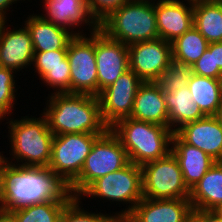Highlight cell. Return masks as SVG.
Masks as SVG:
<instances>
[{
	"mask_svg": "<svg viewBox=\"0 0 222 222\" xmlns=\"http://www.w3.org/2000/svg\"><path fill=\"white\" fill-rule=\"evenodd\" d=\"M189 201L194 210L213 211L222 204V161H216L190 189Z\"/></svg>",
	"mask_w": 222,
	"mask_h": 222,
	"instance_id": "obj_23",
	"label": "cell"
},
{
	"mask_svg": "<svg viewBox=\"0 0 222 222\" xmlns=\"http://www.w3.org/2000/svg\"><path fill=\"white\" fill-rule=\"evenodd\" d=\"M175 133L185 143L201 149L215 161H222V125L216 116L189 122Z\"/></svg>",
	"mask_w": 222,
	"mask_h": 222,
	"instance_id": "obj_14",
	"label": "cell"
},
{
	"mask_svg": "<svg viewBox=\"0 0 222 222\" xmlns=\"http://www.w3.org/2000/svg\"><path fill=\"white\" fill-rule=\"evenodd\" d=\"M142 83L129 68L99 93L100 114L109 129L119 120L130 117L137 90Z\"/></svg>",
	"mask_w": 222,
	"mask_h": 222,
	"instance_id": "obj_11",
	"label": "cell"
},
{
	"mask_svg": "<svg viewBox=\"0 0 222 222\" xmlns=\"http://www.w3.org/2000/svg\"><path fill=\"white\" fill-rule=\"evenodd\" d=\"M0 23V65L16 72L33 64L34 50L27 27L7 30Z\"/></svg>",
	"mask_w": 222,
	"mask_h": 222,
	"instance_id": "obj_15",
	"label": "cell"
},
{
	"mask_svg": "<svg viewBox=\"0 0 222 222\" xmlns=\"http://www.w3.org/2000/svg\"><path fill=\"white\" fill-rule=\"evenodd\" d=\"M14 71L0 65V120L11 113L15 100ZM2 118V119H1Z\"/></svg>",
	"mask_w": 222,
	"mask_h": 222,
	"instance_id": "obj_31",
	"label": "cell"
},
{
	"mask_svg": "<svg viewBox=\"0 0 222 222\" xmlns=\"http://www.w3.org/2000/svg\"><path fill=\"white\" fill-rule=\"evenodd\" d=\"M171 145V153L178 161L184 182L191 189L216 161L201 149L185 143L176 133H173Z\"/></svg>",
	"mask_w": 222,
	"mask_h": 222,
	"instance_id": "obj_20",
	"label": "cell"
},
{
	"mask_svg": "<svg viewBox=\"0 0 222 222\" xmlns=\"http://www.w3.org/2000/svg\"><path fill=\"white\" fill-rule=\"evenodd\" d=\"M109 38L125 45L159 38L154 2L127 1L99 24Z\"/></svg>",
	"mask_w": 222,
	"mask_h": 222,
	"instance_id": "obj_4",
	"label": "cell"
},
{
	"mask_svg": "<svg viewBox=\"0 0 222 222\" xmlns=\"http://www.w3.org/2000/svg\"><path fill=\"white\" fill-rule=\"evenodd\" d=\"M193 25L209 43L222 42L221 0L193 2Z\"/></svg>",
	"mask_w": 222,
	"mask_h": 222,
	"instance_id": "obj_25",
	"label": "cell"
},
{
	"mask_svg": "<svg viewBox=\"0 0 222 222\" xmlns=\"http://www.w3.org/2000/svg\"><path fill=\"white\" fill-rule=\"evenodd\" d=\"M79 197H74L64 208L59 222H111L113 216L89 213L79 206Z\"/></svg>",
	"mask_w": 222,
	"mask_h": 222,
	"instance_id": "obj_30",
	"label": "cell"
},
{
	"mask_svg": "<svg viewBox=\"0 0 222 222\" xmlns=\"http://www.w3.org/2000/svg\"><path fill=\"white\" fill-rule=\"evenodd\" d=\"M184 222H204V210H194L187 215Z\"/></svg>",
	"mask_w": 222,
	"mask_h": 222,
	"instance_id": "obj_35",
	"label": "cell"
},
{
	"mask_svg": "<svg viewBox=\"0 0 222 222\" xmlns=\"http://www.w3.org/2000/svg\"><path fill=\"white\" fill-rule=\"evenodd\" d=\"M90 16L99 24L113 10L129 0H85Z\"/></svg>",
	"mask_w": 222,
	"mask_h": 222,
	"instance_id": "obj_32",
	"label": "cell"
},
{
	"mask_svg": "<svg viewBox=\"0 0 222 222\" xmlns=\"http://www.w3.org/2000/svg\"><path fill=\"white\" fill-rule=\"evenodd\" d=\"M130 118L169 127L164 92L158 82H143L139 86Z\"/></svg>",
	"mask_w": 222,
	"mask_h": 222,
	"instance_id": "obj_18",
	"label": "cell"
},
{
	"mask_svg": "<svg viewBox=\"0 0 222 222\" xmlns=\"http://www.w3.org/2000/svg\"><path fill=\"white\" fill-rule=\"evenodd\" d=\"M164 98L168 109L169 128L174 133L183 125L206 117L193 100L188 87L175 89L171 93L164 92Z\"/></svg>",
	"mask_w": 222,
	"mask_h": 222,
	"instance_id": "obj_24",
	"label": "cell"
},
{
	"mask_svg": "<svg viewBox=\"0 0 222 222\" xmlns=\"http://www.w3.org/2000/svg\"><path fill=\"white\" fill-rule=\"evenodd\" d=\"M160 0L154 2L159 38L172 42L193 26V2Z\"/></svg>",
	"mask_w": 222,
	"mask_h": 222,
	"instance_id": "obj_16",
	"label": "cell"
},
{
	"mask_svg": "<svg viewBox=\"0 0 222 222\" xmlns=\"http://www.w3.org/2000/svg\"><path fill=\"white\" fill-rule=\"evenodd\" d=\"M193 75V65L172 61L170 66L164 70L158 83L161 85L163 92L171 93L175 89L187 87L189 79Z\"/></svg>",
	"mask_w": 222,
	"mask_h": 222,
	"instance_id": "obj_29",
	"label": "cell"
},
{
	"mask_svg": "<svg viewBox=\"0 0 222 222\" xmlns=\"http://www.w3.org/2000/svg\"><path fill=\"white\" fill-rule=\"evenodd\" d=\"M213 212L222 219V204L215 208Z\"/></svg>",
	"mask_w": 222,
	"mask_h": 222,
	"instance_id": "obj_40",
	"label": "cell"
},
{
	"mask_svg": "<svg viewBox=\"0 0 222 222\" xmlns=\"http://www.w3.org/2000/svg\"><path fill=\"white\" fill-rule=\"evenodd\" d=\"M141 170L143 198L189 199L190 189L171 152L164 158L142 165Z\"/></svg>",
	"mask_w": 222,
	"mask_h": 222,
	"instance_id": "obj_8",
	"label": "cell"
},
{
	"mask_svg": "<svg viewBox=\"0 0 222 222\" xmlns=\"http://www.w3.org/2000/svg\"><path fill=\"white\" fill-rule=\"evenodd\" d=\"M0 222H17L15 216L10 211L0 209Z\"/></svg>",
	"mask_w": 222,
	"mask_h": 222,
	"instance_id": "obj_37",
	"label": "cell"
},
{
	"mask_svg": "<svg viewBox=\"0 0 222 222\" xmlns=\"http://www.w3.org/2000/svg\"><path fill=\"white\" fill-rule=\"evenodd\" d=\"M129 68L143 82H158L173 61L170 42L157 38L128 45Z\"/></svg>",
	"mask_w": 222,
	"mask_h": 222,
	"instance_id": "obj_12",
	"label": "cell"
},
{
	"mask_svg": "<svg viewBox=\"0 0 222 222\" xmlns=\"http://www.w3.org/2000/svg\"><path fill=\"white\" fill-rule=\"evenodd\" d=\"M193 69L196 75L222 79V71L214 68L213 43H209L203 55L193 64Z\"/></svg>",
	"mask_w": 222,
	"mask_h": 222,
	"instance_id": "obj_33",
	"label": "cell"
},
{
	"mask_svg": "<svg viewBox=\"0 0 222 222\" xmlns=\"http://www.w3.org/2000/svg\"><path fill=\"white\" fill-rule=\"evenodd\" d=\"M216 117L219 119V121H220V123L222 125V106L219 108Z\"/></svg>",
	"mask_w": 222,
	"mask_h": 222,
	"instance_id": "obj_41",
	"label": "cell"
},
{
	"mask_svg": "<svg viewBox=\"0 0 222 222\" xmlns=\"http://www.w3.org/2000/svg\"><path fill=\"white\" fill-rule=\"evenodd\" d=\"M111 222H134L129 215H114Z\"/></svg>",
	"mask_w": 222,
	"mask_h": 222,
	"instance_id": "obj_39",
	"label": "cell"
},
{
	"mask_svg": "<svg viewBox=\"0 0 222 222\" xmlns=\"http://www.w3.org/2000/svg\"><path fill=\"white\" fill-rule=\"evenodd\" d=\"M5 162L0 168V209L16 210L28 205L70 202L69 184L48 167H25Z\"/></svg>",
	"mask_w": 222,
	"mask_h": 222,
	"instance_id": "obj_1",
	"label": "cell"
},
{
	"mask_svg": "<svg viewBox=\"0 0 222 222\" xmlns=\"http://www.w3.org/2000/svg\"><path fill=\"white\" fill-rule=\"evenodd\" d=\"M193 100L206 116H216L222 106V79L199 76L190 77L188 86Z\"/></svg>",
	"mask_w": 222,
	"mask_h": 222,
	"instance_id": "obj_26",
	"label": "cell"
},
{
	"mask_svg": "<svg viewBox=\"0 0 222 222\" xmlns=\"http://www.w3.org/2000/svg\"><path fill=\"white\" fill-rule=\"evenodd\" d=\"M130 163L119 138L108 129L93 144L80 175L69 185L73 197L80 194L98 178L118 171Z\"/></svg>",
	"mask_w": 222,
	"mask_h": 222,
	"instance_id": "obj_6",
	"label": "cell"
},
{
	"mask_svg": "<svg viewBox=\"0 0 222 222\" xmlns=\"http://www.w3.org/2000/svg\"><path fill=\"white\" fill-rule=\"evenodd\" d=\"M17 1H19V0H0V23H2V22H6L5 20H6V10H8L7 9V7L9 8L10 7V5H12V3L14 2V3H16Z\"/></svg>",
	"mask_w": 222,
	"mask_h": 222,
	"instance_id": "obj_36",
	"label": "cell"
},
{
	"mask_svg": "<svg viewBox=\"0 0 222 222\" xmlns=\"http://www.w3.org/2000/svg\"><path fill=\"white\" fill-rule=\"evenodd\" d=\"M46 15H40L44 20L67 29L80 26L86 23L94 32L98 24L90 16L85 0H44Z\"/></svg>",
	"mask_w": 222,
	"mask_h": 222,
	"instance_id": "obj_21",
	"label": "cell"
},
{
	"mask_svg": "<svg viewBox=\"0 0 222 222\" xmlns=\"http://www.w3.org/2000/svg\"><path fill=\"white\" fill-rule=\"evenodd\" d=\"M46 112L48 127L55 135L70 133L104 134L109 128L100 114L98 96L53 93Z\"/></svg>",
	"mask_w": 222,
	"mask_h": 222,
	"instance_id": "obj_2",
	"label": "cell"
},
{
	"mask_svg": "<svg viewBox=\"0 0 222 222\" xmlns=\"http://www.w3.org/2000/svg\"><path fill=\"white\" fill-rule=\"evenodd\" d=\"M95 57L98 95L129 69L128 45L109 38L102 30H95Z\"/></svg>",
	"mask_w": 222,
	"mask_h": 222,
	"instance_id": "obj_13",
	"label": "cell"
},
{
	"mask_svg": "<svg viewBox=\"0 0 222 222\" xmlns=\"http://www.w3.org/2000/svg\"><path fill=\"white\" fill-rule=\"evenodd\" d=\"M213 60L214 68H219L222 71V42L213 43Z\"/></svg>",
	"mask_w": 222,
	"mask_h": 222,
	"instance_id": "obj_34",
	"label": "cell"
},
{
	"mask_svg": "<svg viewBox=\"0 0 222 222\" xmlns=\"http://www.w3.org/2000/svg\"><path fill=\"white\" fill-rule=\"evenodd\" d=\"M91 37L74 36L67 45L70 66V94L98 96L95 31Z\"/></svg>",
	"mask_w": 222,
	"mask_h": 222,
	"instance_id": "obj_10",
	"label": "cell"
},
{
	"mask_svg": "<svg viewBox=\"0 0 222 222\" xmlns=\"http://www.w3.org/2000/svg\"><path fill=\"white\" fill-rule=\"evenodd\" d=\"M33 65L40 76L56 93L70 94V66L67 50L34 52Z\"/></svg>",
	"mask_w": 222,
	"mask_h": 222,
	"instance_id": "obj_19",
	"label": "cell"
},
{
	"mask_svg": "<svg viewBox=\"0 0 222 222\" xmlns=\"http://www.w3.org/2000/svg\"><path fill=\"white\" fill-rule=\"evenodd\" d=\"M173 61L193 65L205 52L209 42L193 25L171 42Z\"/></svg>",
	"mask_w": 222,
	"mask_h": 222,
	"instance_id": "obj_27",
	"label": "cell"
},
{
	"mask_svg": "<svg viewBox=\"0 0 222 222\" xmlns=\"http://www.w3.org/2000/svg\"><path fill=\"white\" fill-rule=\"evenodd\" d=\"M103 134L70 133L55 135L48 168L71 184L79 175L94 142Z\"/></svg>",
	"mask_w": 222,
	"mask_h": 222,
	"instance_id": "obj_9",
	"label": "cell"
},
{
	"mask_svg": "<svg viewBox=\"0 0 222 222\" xmlns=\"http://www.w3.org/2000/svg\"><path fill=\"white\" fill-rule=\"evenodd\" d=\"M4 162H5V157H3V155H1V153H0V168Z\"/></svg>",
	"mask_w": 222,
	"mask_h": 222,
	"instance_id": "obj_42",
	"label": "cell"
},
{
	"mask_svg": "<svg viewBox=\"0 0 222 222\" xmlns=\"http://www.w3.org/2000/svg\"><path fill=\"white\" fill-rule=\"evenodd\" d=\"M186 1L196 2V1H200V0H186Z\"/></svg>",
	"mask_w": 222,
	"mask_h": 222,
	"instance_id": "obj_44",
	"label": "cell"
},
{
	"mask_svg": "<svg viewBox=\"0 0 222 222\" xmlns=\"http://www.w3.org/2000/svg\"><path fill=\"white\" fill-rule=\"evenodd\" d=\"M192 209L189 199L142 198L129 216L134 222H184Z\"/></svg>",
	"mask_w": 222,
	"mask_h": 222,
	"instance_id": "obj_17",
	"label": "cell"
},
{
	"mask_svg": "<svg viewBox=\"0 0 222 222\" xmlns=\"http://www.w3.org/2000/svg\"><path fill=\"white\" fill-rule=\"evenodd\" d=\"M129 1L149 2V0H129ZM158 1H160V0H158Z\"/></svg>",
	"mask_w": 222,
	"mask_h": 222,
	"instance_id": "obj_43",
	"label": "cell"
},
{
	"mask_svg": "<svg viewBox=\"0 0 222 222\" xmlns=\"http://www.w3.org/2000/svg\"><path fill=\"white\" fill-rule=\"evenodd\" d=\"M204 222H222V219L213 211H204Z\"/></svg>",
	"mask_w": 222,
	"mask_h": 222,
	"instance_id": "obj_38",
	"label": "cell"
},
{
	"mask_svg": "<svg viewBox=\"0 0 222 222\" xmlns=\"http://www.w3.org/2000/svg\"><path fill=\"white\" fill-rule=\"evenodd\" d=\"M25 26L31 34L34 52L67 50L69 41L81 34L79 31L78 33L73 30L69 32L65 28L44 20L40 15H30L25 21Z\"/></svg>",
	"mask_w": 222,
	"mask_h": 222,
	"instance_id": "obj_22",
	"label": "cell"
},
{
	"mask_svg": "<svg viewBox=\"0 0 222 222\" xmlns=\"http://www.w3.org/2000/svg\"><path fill=\"white\" fill-rule=\"evenodd\" d=\"M69 202H53L28 205L10 211L17 222H59L60 216Z\"/></svg>",
	"mask_w": 222,
	"mask_h": 222,
	"instance_id": "obj_28",
	"label": "cell"
},
{
	"mask_svg": "<svg viewBox=\"0 0 222 222\" xmlns=\"http://www.w3.org/2000/svg\"><path fill=\"white\" fill-rule=\"evenodd\" d=\"M82 195L126 202V204L131 203L121 213H115L116 215H129L143 198L141 166L130 162L122 169L111 172L91 183L80 194L79 199Z\"/></svg>",
	"mask_w": 222,
	"mask_h": 222,
	"instance_id": "obj_7",
	"label": "cell"
},
{
	"mask_svg": "<svg viewBox=\"0 0 222 222\" xmlns=\"http://www.w3.org/2000/svg\"><path fill=\"white\" fill-rule=\"evenodd\" d=\"M10 144L13 158L18 166L48 167L54 134L48 127L46 117L9 121ZM25 161V162H24ZM24 162V163H23Z\"/></svg>",
	"mask_w": 222,
	"mask_h": 222,
	"instance_id": "obj_5",
	"label": "cell"
},
{
	"mask_svg": "<svg viewBox=\"0 0 222 222\" xmlns=\"http://www.w3.org/2000/svg\"><path fill=\"white\" fill-rule=\"evenodd\" d=\"M125 148L130 162L142 166L166 157L170 152L173 131L167 127L132 118L119 120L111 128Z\"/></svg>",
	"mask_w": 222,
	"mask_h": 222,
	"instance_id": "obj_3",
	"label": "cell"
}]
</instances>
